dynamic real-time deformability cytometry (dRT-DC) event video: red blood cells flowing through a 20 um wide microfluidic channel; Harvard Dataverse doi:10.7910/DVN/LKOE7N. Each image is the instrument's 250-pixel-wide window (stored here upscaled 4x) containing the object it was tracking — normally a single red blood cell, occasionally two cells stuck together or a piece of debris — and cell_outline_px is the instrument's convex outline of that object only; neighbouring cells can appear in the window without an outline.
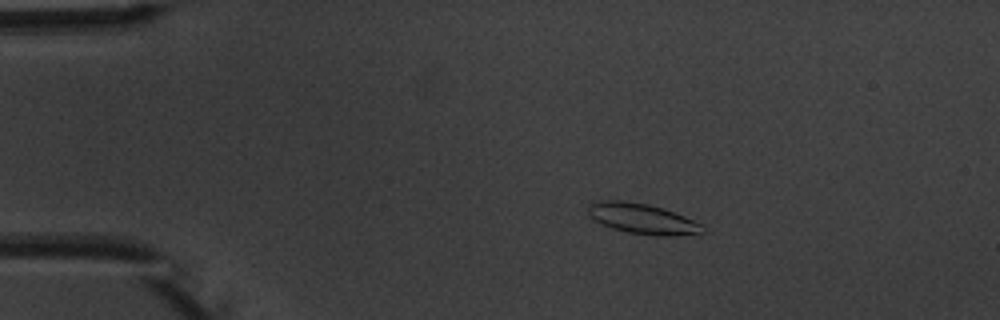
{"species": "common noctule bat (a hibernating species)", "species_latin": "Nyctalus noctula", "temperature_condition": "warm", "stored_images_in_passage": 7, "camera_frame_rate_fps": 3000, "um_per_image_px": 0.085, "animal": {"sex": "male", "body_mass_g": 20.1, "forearm_length_mm": 53.5}, "frame": {"image": 1, "passage_image": 3, "time_ms": 2.333, "image_size_px": [1000, 320], "cell_outline_px": [[704, 232], [676, 236], [656, 236], [628, 232], [612, 228], [600, 224], [588, 216], [588, 204], [600, 200], [620, 200], [648, 204], [684, 216], [700, 224]], "centroid_in_image_um": [54.52, 18.59], "position_along_channel_um": 30.5, "area_um2": 20.11}}
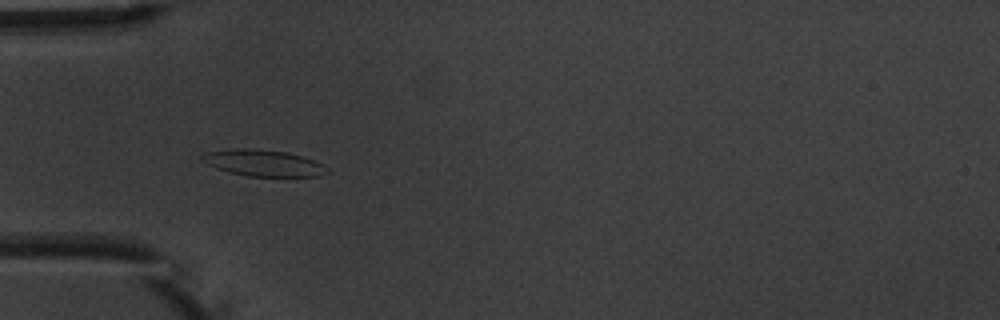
{"frame": {"image": 2, "passage_image": 5, "time_ms": 4.667, "image_size_px": [1000, 320], "cell_outline_px": [[328, 172], [320, 176], [248, 176], [228, 172], [216, 168], [200, 160], [200, 156], [204, 152], [236, 148], [248, 148], [288, 152], [324, 164], [328, 168]], "centroid_in_image_um": [22.35, 13.85], "position_along_channel_um": 62.7, "area_um2": 19.25}}
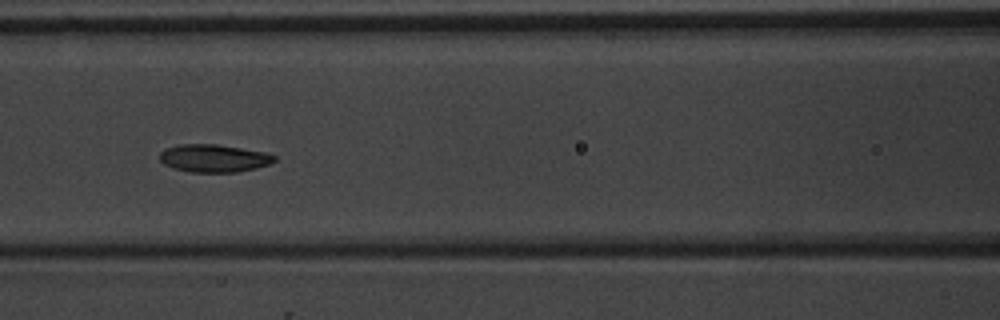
{"frame": {"image": 3, "passage_image": 7, "time_ms": 7.0, "image_size_px": [1000, 320], "cell_outline_px": [[276, 160], [268, 164], [256, 168], [236, 172], [188, 172], [164, 164], [160, 160], [160, 152], [164, 148], [180, 144], [216, 144], [264, 152], [276, 156]], "centroid_in_image_um": [18.15, 13.45], "position_along_channel_um": 148.4, "area_um2": 18.44}}